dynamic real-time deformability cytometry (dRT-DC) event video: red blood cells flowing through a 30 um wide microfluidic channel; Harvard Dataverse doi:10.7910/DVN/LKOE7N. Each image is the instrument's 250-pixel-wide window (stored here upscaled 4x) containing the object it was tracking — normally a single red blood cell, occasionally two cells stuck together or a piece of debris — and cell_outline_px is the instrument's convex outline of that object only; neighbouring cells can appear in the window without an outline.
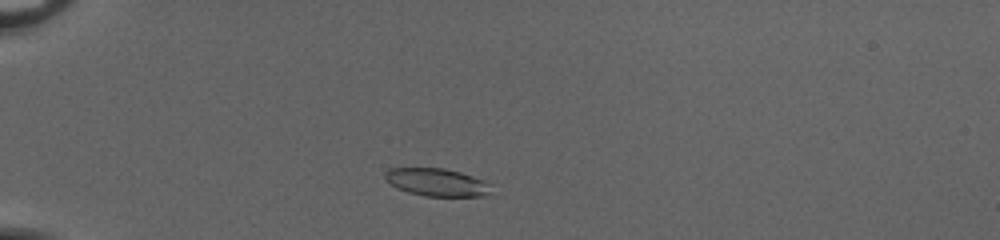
{"species": "common noctule bat (a hibernating species)", "species_latin": "Nyctalus noctula", "temperature_condition": "cold", "stored_images_in_passage": 42, "camera_frame_rate_fps": 3000, "um_per_image_px": 0.085, "animal": {"sex": "female", "body_mass_g": 20.0, "forearm_length_mm": 54.0}, "frame": {"image": 1, "passage_image": 5, "time_ms": 1.333, "image_size_px": [1000, 240], "cell_outline_px": [[488, 192], [484, 196], [424, 196], [408, 192], [396, 188], [384, 180], [384, 172], [388, 168], [444, 168], [460, 172], [484, 180], [488, 184]], "centroid_in_image_um": [37.03, 15.48], "position_along_channel_um": 48.0, "area_um2": 17.11}}
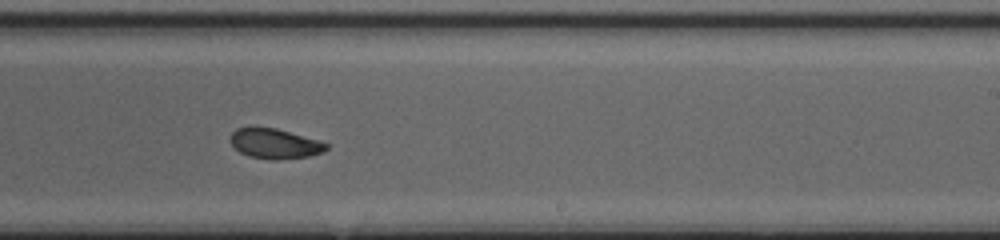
{"frame": {"image": 2, "passage_image": 24, "time_ms": 7.667, "image_size_px": [1000, 240], "cell_outline_px": [[328, 148], [320, 152], [308, 156], [276, 160], [272, 160], [248, 156], [240, 152], [228, 140], [232, 132], [236, 128], [256, 124], [276, 128], [320, 140], [328, 144]], "centroid_in_image_um": [23.29, 12.16], "position_along_channel_um": 265.7, "area_um2": 17.22}}
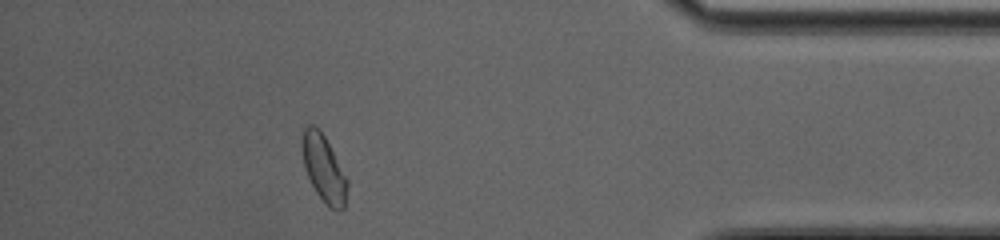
{"frame": {"image": 3, "passage_image": 37, "time_ms": 12.0, "image_size_px": [1000, 240], "cell_outline_px": [[348, 188], [344, 208], [336, 212], [328, 208], [324, 204], [316, 192], [304, 168], [300, 148], [300, 136], [304, 128], [308, 124], [316, 124], [320, 128], [348, 180]], "centroid_in_image_um": [27.49, 14.3], "position_along_channel_um": 407.7, "area_um2": 18.15}, "authors_computed_cell_mechanics": {"area_um2": 17.918, "velocity_mm_per_s": 4.0303, "shape_relaxation_time_tau1_ms": 4.6909, "shape_relaxation_time_tau2_ms": 3.0262, "deformation_change_tau1": 0.1225, "deformation_change_tau2": 0.0768}}